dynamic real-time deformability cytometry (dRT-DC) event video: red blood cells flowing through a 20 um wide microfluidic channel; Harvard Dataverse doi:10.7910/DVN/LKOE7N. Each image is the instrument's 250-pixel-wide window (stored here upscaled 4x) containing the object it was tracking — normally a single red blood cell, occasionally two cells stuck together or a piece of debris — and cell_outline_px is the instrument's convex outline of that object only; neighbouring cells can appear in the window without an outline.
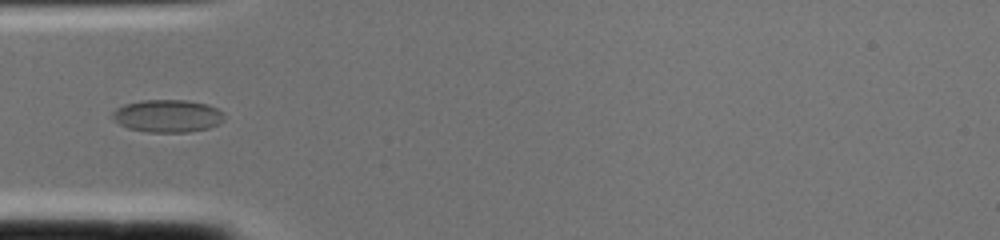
{"species": "common noctule bat (a hibernating species)", "species_latin": "Nyctalus noctula", "temperature_condition": "cold", "stored_images_in_passage": 1, "camera_frame_rate_fps": 3000, "um_per_image_px": 0.085, "animal": {"sex": "female", "body_mass_g": 22.0, "forearm_length_mm": 56.7}, "frame": {"image": 1, "passage_image": 1, "time_ms": 0.0, "image_size_px": [1000, 240], "cell_outline_px": [[224, 120], [220, 124], [208, 128], [188, 132], [148, 132], [128, 128], [112, 120], [112, 112], [116, 108], [124, 104], [144, 100], [188, 100], [208, 104], [224, 112]], "centroid_in_image_um": [14.25, 9.85], "position_along_channel_um": 70.7, "area_um2": 21.44}}